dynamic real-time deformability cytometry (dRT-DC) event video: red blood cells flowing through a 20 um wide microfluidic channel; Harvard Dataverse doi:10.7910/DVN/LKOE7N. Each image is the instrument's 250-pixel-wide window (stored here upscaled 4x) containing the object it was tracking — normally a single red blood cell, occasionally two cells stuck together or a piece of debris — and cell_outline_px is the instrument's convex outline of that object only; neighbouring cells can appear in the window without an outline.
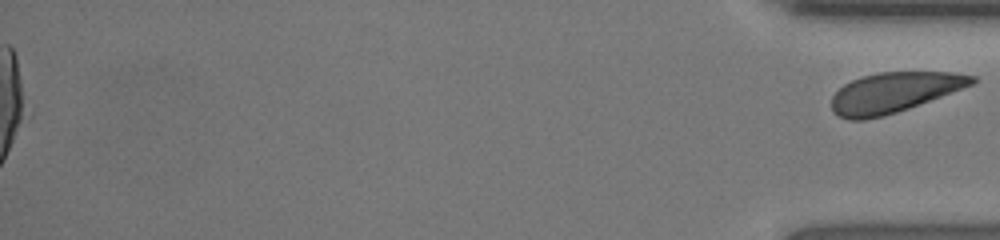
{"species": "human", "species_latin": "Homo sapiens", "temperature_condition": "room temperature", "stored_images_in_passage": 50, "segment_of_instrument_passage": [2, 2], "camera_frame_rate_fps": 3000, "um_per_image_px": 0.085, "donor": {"sex": "female"}, "frame": {"image": 1, "passage_image": 50, "time_ms": 16.333, "image_size_px": [1000, 240], "cell_outline_px": [[976, 80], [972, 84], [908, 108], [884, 116], [864, 120], [848, 120], [832, 112], [832, 96], [844, 84], [860, 76], [880, 72], [952, 72], [976, 76]], "centroid_in_image_um": [75.93, 7.86], "position_along_channel_um": 359.3, "area_um2": 32.48}}